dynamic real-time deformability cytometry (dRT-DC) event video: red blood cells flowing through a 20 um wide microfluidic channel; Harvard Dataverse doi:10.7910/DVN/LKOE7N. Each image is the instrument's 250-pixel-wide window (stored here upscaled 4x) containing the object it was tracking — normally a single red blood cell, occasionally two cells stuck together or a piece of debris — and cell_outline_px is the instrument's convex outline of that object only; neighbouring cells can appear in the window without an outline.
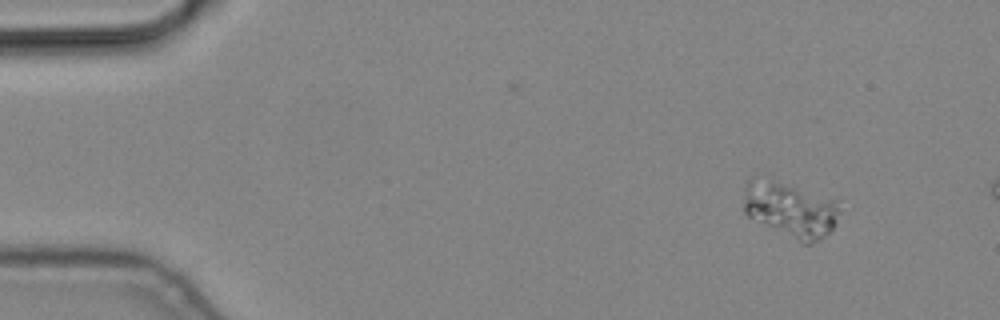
{"species": "common noctule bat (a hibernating species)", "species_latin": "Nyctalus noctula", "temperature_condition": "cold", "stored_images_in_passage": 2, "segment_of_instrument_passage": [1, 2], "camera_frame_rate_fps": 3000, "um_per_image_px": 0.085, "animal": {"sex": "male", "body_mass_g": 19.2, "forearm_length_mm": 51.8}, "frame": {"image": 1, "passage_image": 1, "time_ms": 0.0, "image_size_px": [1000, 320], "cell_outline_px": [[840, 212], [832, 228], [820, 240], [812, 244], [804, 244], [748, 216], [744, 212], [744, 184], [752, 176], [836, 200], [840, 208]], "centroid_in_image_um": [67.16, 17.84], "position_along_channel_um": 17.8, "area_um2": 29.94}}